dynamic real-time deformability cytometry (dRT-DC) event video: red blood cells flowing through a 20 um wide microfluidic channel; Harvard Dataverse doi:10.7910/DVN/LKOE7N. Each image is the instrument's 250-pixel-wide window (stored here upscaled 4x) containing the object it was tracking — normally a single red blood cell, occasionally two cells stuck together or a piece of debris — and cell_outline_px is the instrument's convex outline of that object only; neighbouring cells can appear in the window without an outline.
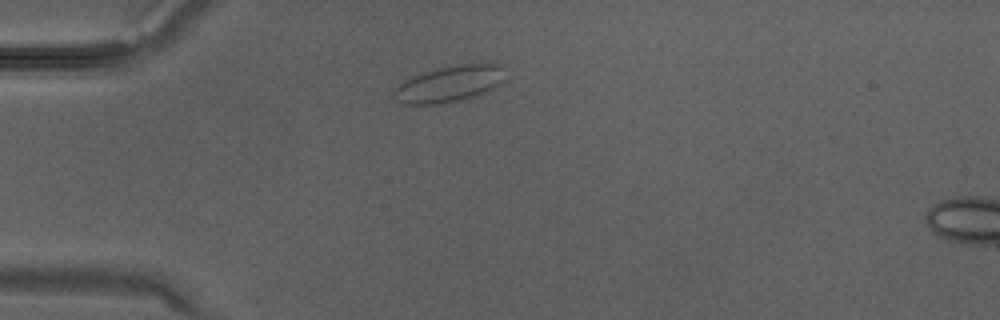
{"species": "Egyptian fruit bat (a non-hibernating species)", "species_latin": "Rousettus aegyptiacus", "temperature_condition": "warm", "stored_images_in_passage": 3, "camera_frame_rate_fps": 3000, "um_per_image_px": 0.085, "animal": {"sex": "male"}, "frame": {"image": 1, "passage_image": 1, "time_ms": 0.0, "image_size_px": [1000, 320], "cell_outline_px": [[504, 68], [500, 80], [492, 88], [484, 92], [460, 100], [436, 104], [404, 104], [396, 100], [392, 96], [392, 92], [400, 84], [420, 72], [436, 68], [460, 64], [488, 60], [504, 64]], "centroid_in_image_um": [38.2, 7.07], "position_along_channel_um": 46.8, "area_um2": 23.7}}